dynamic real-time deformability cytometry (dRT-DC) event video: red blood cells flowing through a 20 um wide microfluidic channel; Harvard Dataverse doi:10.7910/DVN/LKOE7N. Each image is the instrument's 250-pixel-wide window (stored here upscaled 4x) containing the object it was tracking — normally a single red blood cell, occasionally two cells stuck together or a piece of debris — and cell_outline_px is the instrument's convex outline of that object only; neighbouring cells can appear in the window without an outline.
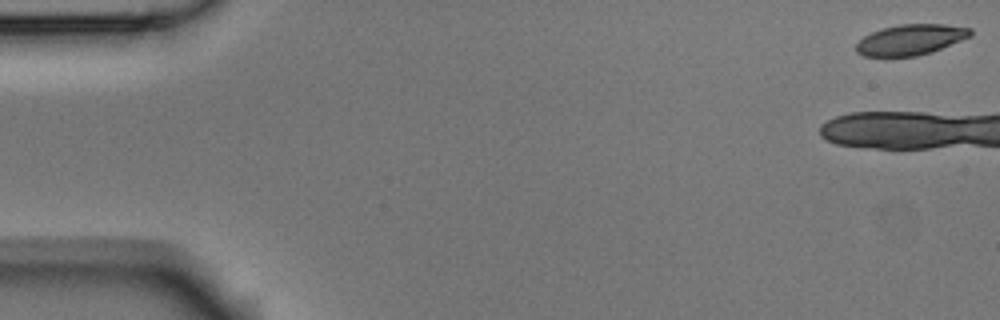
{"species": "Egyptian fruit bat (a non-hibernating species)", "species_latin": "Rousettus aegyptiacus", "temperature_condition": "room temperature", "stored_images_in_passage": 8, "camera_frame_rate_fps": 3000, "um_per_image_px": 0.085, "animal": {"sex": "male"}, "frame": {"image": 1, "passage_image": 1, "time_ms": 0.0, "image_size_px": [1000, 320], "cell_outline_px": [[972, 36], [932, 52], [916, 56], [884, 60], [864, 56], [856, 52], [856, 44], [864, 36], [880, 28], [900, 24], [944, 24], [972, 28]], "centroid_in_image_um": [77.35, 3.42], "position_along_channel_um": 7.6, "area_um2": 21.21}}
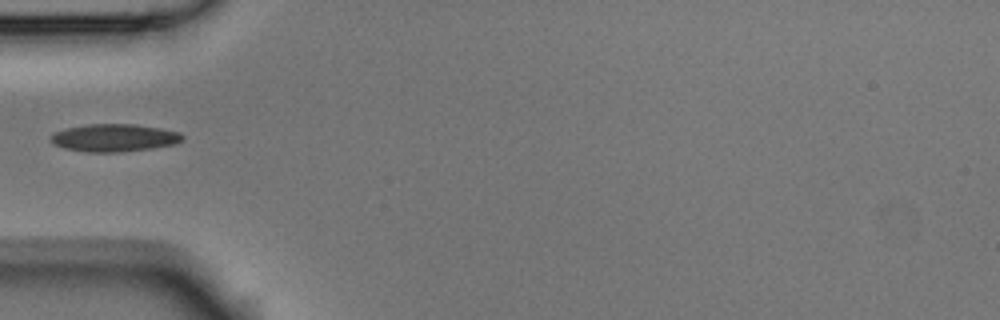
{"frame": {"image": 2, "passage_image": 7, "time_ms": 2.0, "image_size_px": [1000, 320], "cell_outline_px": [[184, 140], [176, 144], [152, 148], [120, 152], [88, 152], [64, 148], [52, 144], [48, 140], [56, 132], [68, 128], [88, 124], [136, 124], [160, 128], [180, 132], [184, 136]], "centroid_in_image_um": [9.74, 11.71], "position_along_channel_um": 75.3, "area_um2": 21.27}}
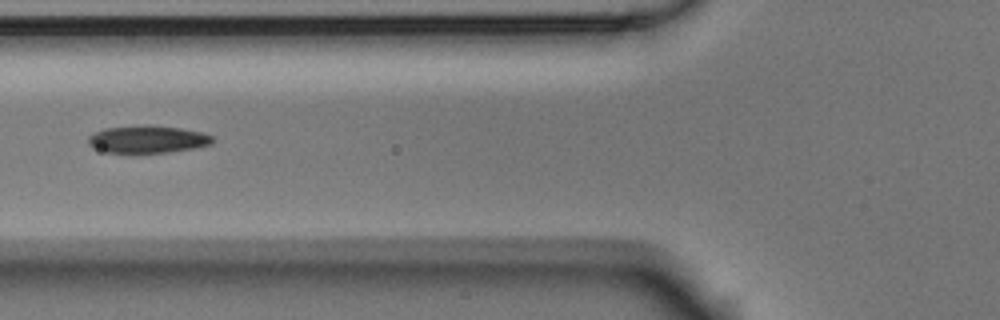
{"frame": {"image": 3, "passage_image": 8, "time_ms": 2.333, "image_size_px": [1000, 320], "cell_outline_px": [[212, 144], [192, 148], [168, 152], [104, 152], [92, 148], [88, 144], [88, 136], [104, 128], [144, 124], [148, 124], [180, 128], [204, 132], [212, 136]], "centroid_in_image_um": [12.51, 11.82], "position_along_channel_um": 113.3, "area_um2": 19.94}}